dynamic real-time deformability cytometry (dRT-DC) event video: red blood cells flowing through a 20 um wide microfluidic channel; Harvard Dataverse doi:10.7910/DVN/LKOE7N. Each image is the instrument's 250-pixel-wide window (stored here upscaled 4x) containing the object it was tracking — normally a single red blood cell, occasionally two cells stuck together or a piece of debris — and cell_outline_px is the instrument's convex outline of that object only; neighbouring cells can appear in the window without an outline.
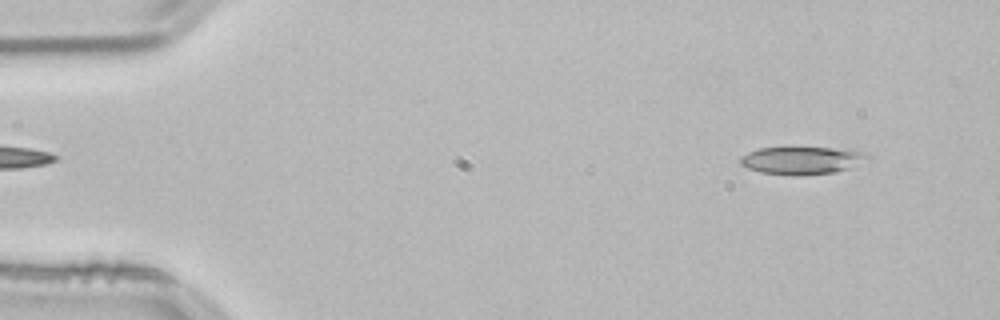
{"species": "common noctule bat (a hibernating species)", "species_latin": "Nyctalus noctula", "temperature_condition": "room temperature", "stored_images_in_passage": 11, "camera_frame_rate_fps": 3000, "um_per_image_px": 0.085, "animal": {"sex": "male", "body_mass_g": 21.5, "forearm_length_mm": 52.0}, "frame": {"image": 1, "passage_image": 4, "time_ms": 1.0, "image_size_px": [1000, 320], "cell_outline_px": [[872, 156], [848, 168], [836, 172], [800, 176], [760, 172], [748, 168], [740, 164], [740, 156], [748, 152], [760, 148], [832, 148], [860, 152]], "centroid_in_image_um": [68.09, 13.64], "position_along_channel_um": 16.9, "area_um2": 20.11}}